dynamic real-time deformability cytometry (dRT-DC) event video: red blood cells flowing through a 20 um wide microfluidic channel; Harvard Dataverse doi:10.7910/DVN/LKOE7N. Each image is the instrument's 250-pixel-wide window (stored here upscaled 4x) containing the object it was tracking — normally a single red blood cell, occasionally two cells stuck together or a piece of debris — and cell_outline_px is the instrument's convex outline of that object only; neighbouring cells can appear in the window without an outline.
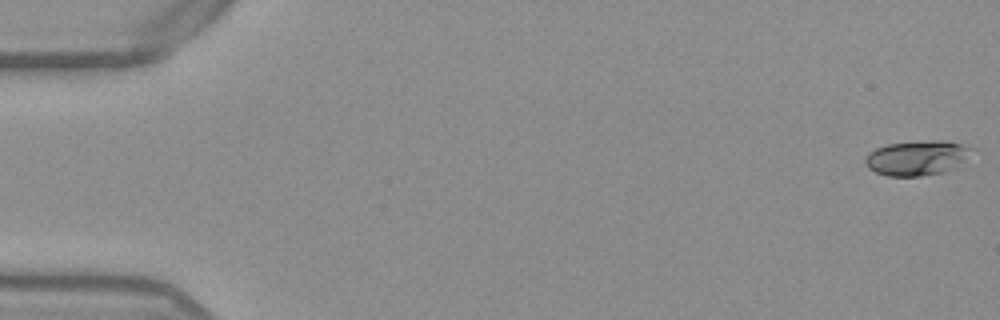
{"species": "Egyptian fruit bat (a non-hibernating species)", "species_latin": "Rousettus aegyptiacus", "temperature_condition": "warm", "stored_images_in_passage": 53, "camera_frame_rate_fps": 3000, "um_per_image_px": 0.085, "frame": {"image": 1, "passage_image": 1, "time_ms": 0.0, "image_size_px": [1000, 320], "cell_outline_px": [[976, 148], [960, 168], [944, 172], [920, 176], [888, 176], [876, 172], [868, 168], [864, 164], [864, 160], [868, 152], [876, 148], [888, 144], [916, 140], [944, 140]], "centroid_in_image_um": [78.0, 13.41], "position_along_channel_um": 7.0, "area_um2": 22.31}}
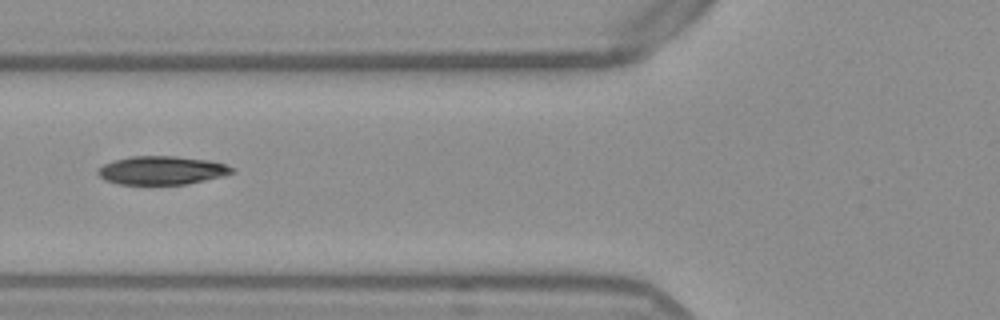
{"frame": {"image": 2, "passage_image": 21, "time_ms": 6.667, "image_size_px": [1000, 320], "cell_outline_px": [[236, 172], [224, 176], [188, 184], [116, 184], [104, 180], [96, 172], [104, 164], [112, 160], [128, 156], [176, 156], [208, 160], [224, 164], [236, 168]], "centroid_in_image_um": [13.77, 14.48], "position_along_channel_um": 112.0, "area_um2": 22.48}}
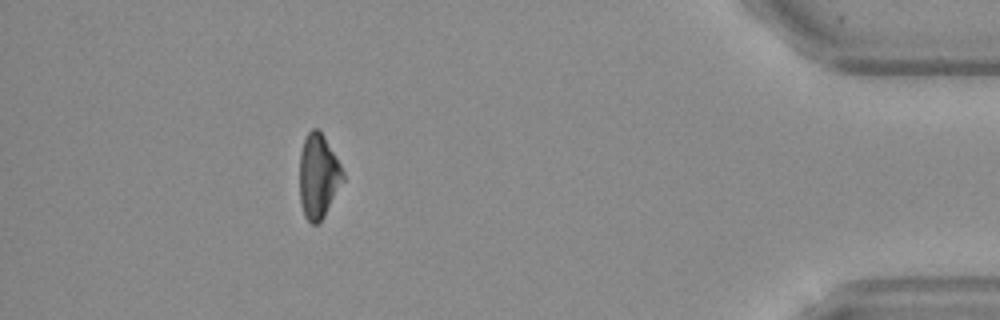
{"frame": {"image": 3, "passage_image": 48, "time_ms": 15.667, "image_size_px": [1000, 320], "cell_outline_px": [[344, 180], [324, 216], [316, 224], [312, 224], [304, 216], [300, 204], [300, 152], [304, 140], [308, 132], [312, 128], [316, 128], [324, 136], [340, 164], [344, 172]], "centroid_in_image_um": [27.05, 14.98], "position_along_channel_um": 408.1, "area_um2": 21.15}, "authors_computed_cell_mechanics": {"area_um2": 22.1374, "velocity_mm_per_s": 3.8688, "shape_relaxation_time_tau1_ms": 7.0456, "shape_relaxation_time_tau2_ms": 2.9009, "deformation_change_tau1": 0.1981, "deformation_change_tau2": 0.0902}}